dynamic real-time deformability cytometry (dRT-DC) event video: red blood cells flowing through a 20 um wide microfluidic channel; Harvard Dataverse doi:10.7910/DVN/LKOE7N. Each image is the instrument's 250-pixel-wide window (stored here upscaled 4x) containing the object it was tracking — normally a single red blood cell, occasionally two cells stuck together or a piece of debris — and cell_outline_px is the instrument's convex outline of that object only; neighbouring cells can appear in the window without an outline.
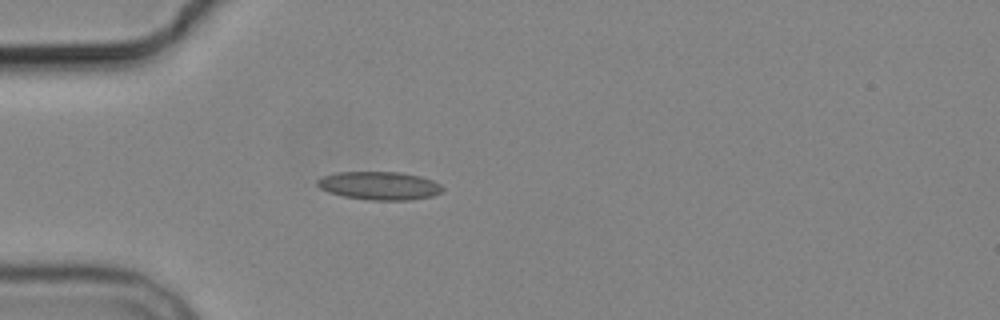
{"species": "common noctule bat (a hibernating species)", "species_latin": "Nyctalus noctula", "temperature_condition": "cold", "stored_images_in_passage": 1, "camera_frame_rate_fps": 3000, "um_per_image_px": 0.085, "animal": {"sex": "male", "body_mass_g": 19.2, "forearm_length_mm": 51.8}, "frame": {"image": 1, "passage_image": 1, "time_ms": 0.0, "image_size_px": [1000, 320], "cell_outline_px": [[444, 192], [432, 196], [412, 200], [368, 200], [344, 196], [328, 192], [320, 188], [316, 184], [316, 180], [324, 176], [336, 172], [400, 172], [420, 176], [432, 180], [440, 184], [444, 188]], "centroid_in_image_um": [32.27, 15.79], "position_along_channel_um": 52.7, "area_um2": 20.75}}